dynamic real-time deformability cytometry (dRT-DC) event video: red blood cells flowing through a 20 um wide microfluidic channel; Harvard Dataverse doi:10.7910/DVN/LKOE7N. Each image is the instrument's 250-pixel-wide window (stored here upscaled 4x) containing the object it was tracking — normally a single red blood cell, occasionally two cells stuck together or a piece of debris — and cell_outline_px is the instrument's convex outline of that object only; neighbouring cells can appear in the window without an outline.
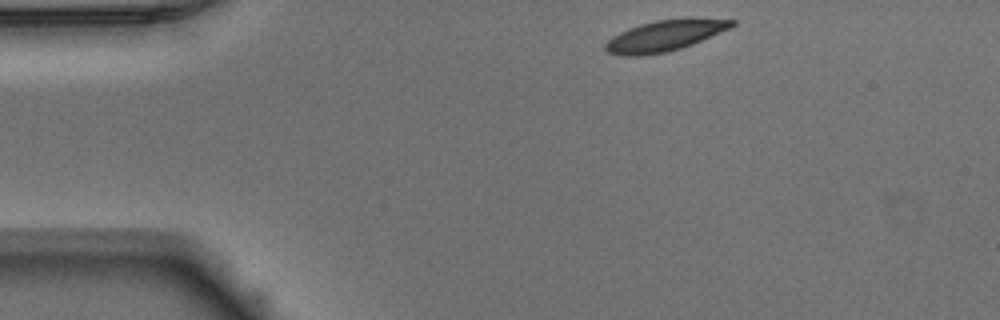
{"species": "Egyptian fruit bat (a non-hibernating species)", "species_latin": "Rousettus aegyptiacus", "temperature_condition": "warm", "stored_images_in_passage": 44, "camera_frame_rate_fps": 3000, "um_per_image_px": 0.085, "animal": {"sex": "male"}, "frame": {"image": 1, "passage_image": 1, "time_ms": 0.0, "image_size_px": [1000, 320], "cell_outline_px": [[736, 24], [732, 28], [692, 44], [668, 52], [640, 56], [620, 56], [608, 52], [604, 48], [604, 44], [612, 36], [628, 28], [640, 24], [656, 20], [692, 16], [736, 20]], "centroid_in_image_um": [56.56, 3.0], "position_along_channel_um": 28.4, "area_um2": 23.41}}
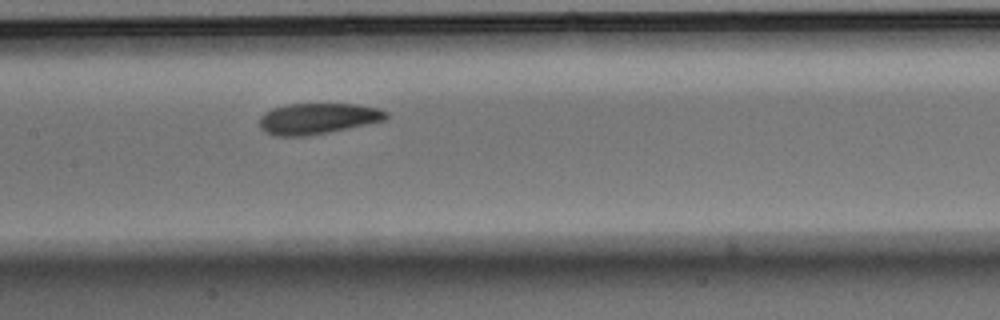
{"frame": {"image": 2, "passage_image": 17, "time_ms": 5.333, "image_size_px": [1000, 320], "cell_outline_px": [[388, 116], [384, 120], [348, 128], [308, 136], [276, 136], [264, 132], [260, 128], [260, 116], [264, 112], [272, 108], [288, 104], [356, 104], [380, 108], [388, 112]], "centroid_in_image_um": [26.98, 10.07], "position_along_channel_um": 180.4, "area_um2": 22.89}}
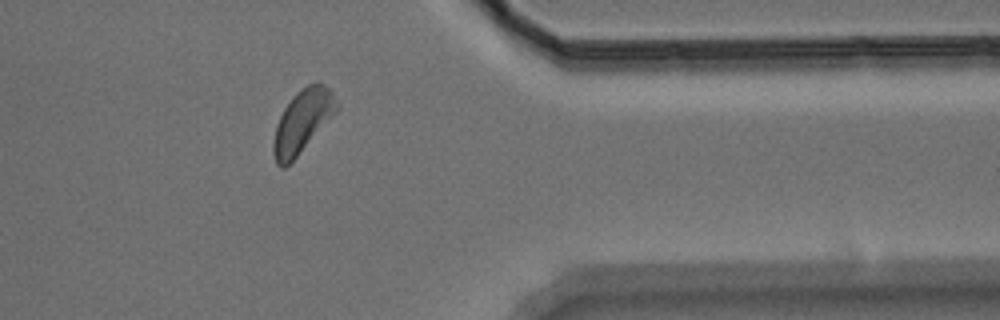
{"frame": {"image": 3, "passage_image": 34, "time_ms": 11.0, "image_size_px": [1000, 320], "cell_outline_px": [[340, 108], [296, 156], [284, 168], [280, 168], [276, 164], [272, 152], [272, 144], [276, 124], [284, 108], [292, 96], [308, 84], [316, 80], [320, 80], [332, 92], [340, 104]], "centroid_in_image_um": [25.71, 10.27], "position_along_channel_um": 385.7, "area_um2": 23.18}, "authors_computed_cell_mechanics": {"area_um2": 22.8599, "velocity_mm_per_s": 3.8959, "shape_relaxation_time_tau1_ms": 3.6868, "shape_relaxation_time_tau2_ms": 5.4791, "deformation_change_tau1": 0.1007, "deformation_change_tau2": 0.1242}}